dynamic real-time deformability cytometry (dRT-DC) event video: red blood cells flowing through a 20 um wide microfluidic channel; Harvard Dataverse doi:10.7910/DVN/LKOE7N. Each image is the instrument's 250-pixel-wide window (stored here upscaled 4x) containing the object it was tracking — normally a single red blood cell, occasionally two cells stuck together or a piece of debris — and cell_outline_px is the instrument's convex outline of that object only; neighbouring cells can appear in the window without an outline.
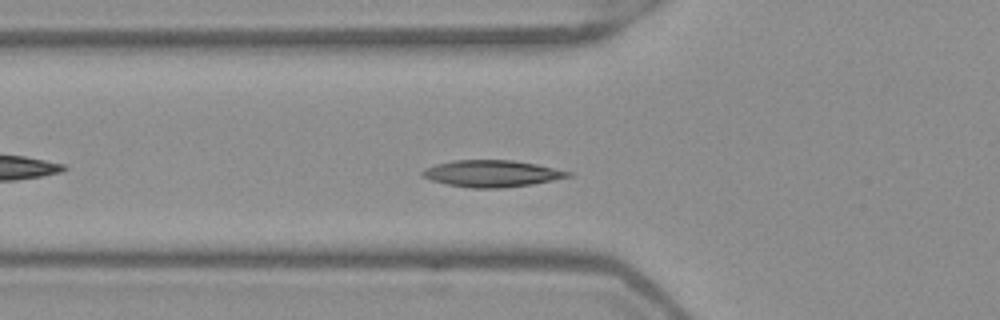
{"species": "Egyptian fruit bat (a non-hibernating species)", "species_latin": "Rousettus aegyptiacus", "temperature_condition": "warm", "stored_images_in_passage": 43, "camera_frame_rate_fps": 3000, "um_per_image_px": 0.085, "frame": {"image": 1, "passage_image": 9, "time_ms": 2.667, "image_size_px": [1000, 320], "cell_outline_px": [[576, 176], [532, 184], [500, 188], [472, 188], [448, 184], [432, 180], [420, 176], [420, 172], [424, 168], [436, 164], [452, 160], [512, 160], [536, 164], [572, 172]], "centroid_in_image_um": [41.82, 14.75], "position_along_channel_um": 84.0, "area_um2": 22.77}}
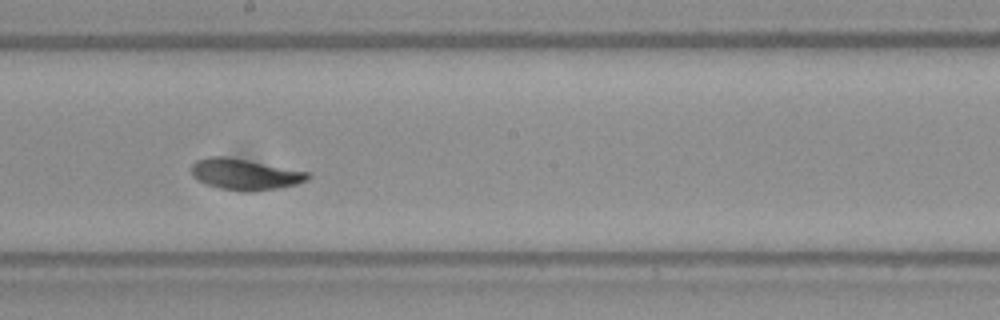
{"frame": {"image": 2, "passage_image": 20, "time_ms": 6.333, "image_size_px": [1000, 320], "cell_outline_px": [[312, 176], [308, 180], [296, 184], [280, 188], [244, 192], [220, 188], [196, 180], [192, 176], [192, 164], [196, 160], [208, 156], [228, 156], [312, 172]], "centroid_in_image_um": [20.86, 14.8], "position_along_channel_um": 227.3, "area_um2": 21.39}}
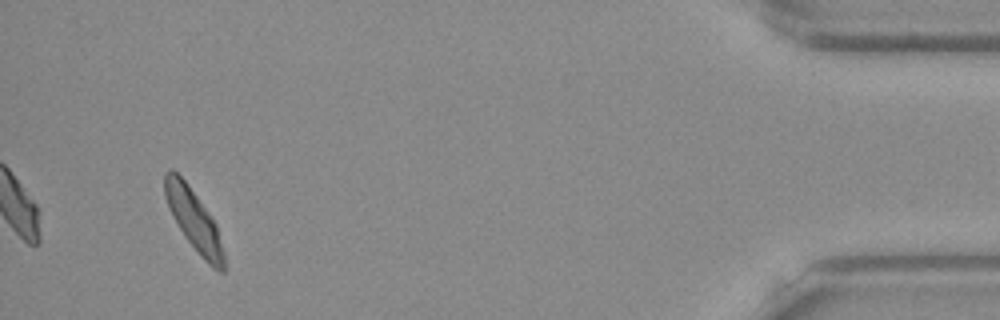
{"frame": {"image": 3, "passage_image": 40, "time_ms": 13.0, "image_size_px": [1000, 320], "cell_outline_px": [[224, 272], [220, 272], [212, 268], [200, 256], [184, 236], [172, 216], [168, 208], [164, 196], [164, 172], [168, 168], [172, 168], [188, 184], [208, 212], [216, 224], [224, 252]], "centroid_in_image_um": [16.45, 18.69], "position_along_channel_um": 418.7, "area_um2": 21.1}, "authors_computed_cell_mechanics": {"area_um2": 21.097, "velocity_mm_per_s": 3.8996, "shape_relaxation_time_tau1_ms": 3.0359, "shape_relaxation_time_tau2_ms": 2.8367, "deformation_change_tau1": 0.1261, "deformation_change_tau2": 0.0683}}